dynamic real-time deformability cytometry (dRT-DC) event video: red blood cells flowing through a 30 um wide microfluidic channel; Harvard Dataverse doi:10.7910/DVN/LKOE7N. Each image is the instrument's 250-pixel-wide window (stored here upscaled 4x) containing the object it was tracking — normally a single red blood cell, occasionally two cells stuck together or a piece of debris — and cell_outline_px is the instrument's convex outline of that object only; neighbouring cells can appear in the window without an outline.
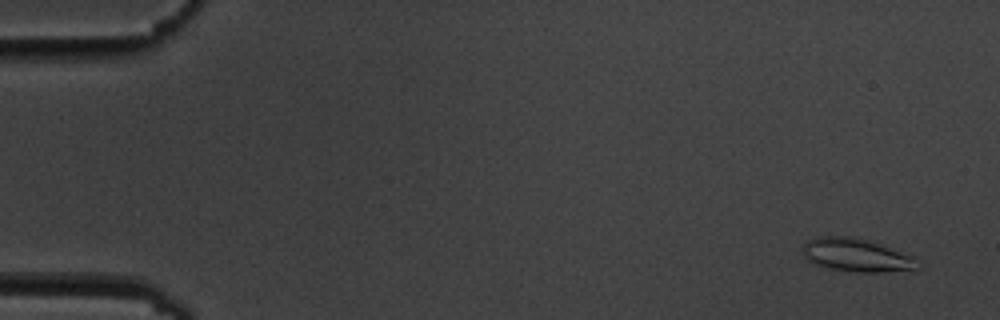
{"species": "common noctule bat (a hibernating species)", "species_latin": "Nyctalus noctula", "temperature_condition": "cold", "stored_images_in_passage": 10, "camera_frame_rate_fps": 3000, "um_per_image_px": 0.085, "animal": {"sex": "male", "body_mass_g": 19.5, "forearm_length_mm": 54.6}, "frame": {"image": 1, "passage_image": 1, "time_ms": 0.0, "image_size_px": [1000, 320], "cell_outline_px": [[920, 264], [916, 268], [884, 272], [856, 272], [828, 268], [812, 264], [804, 256], [804, 244], [808, 240], [820, 236], [852, 236], [880, 244], [916, 256], [920, 260]], "centroid_in_image_um": [72.82, 21.69], "position_along_channel_um": 12.2, "area_um2": 22.31}}
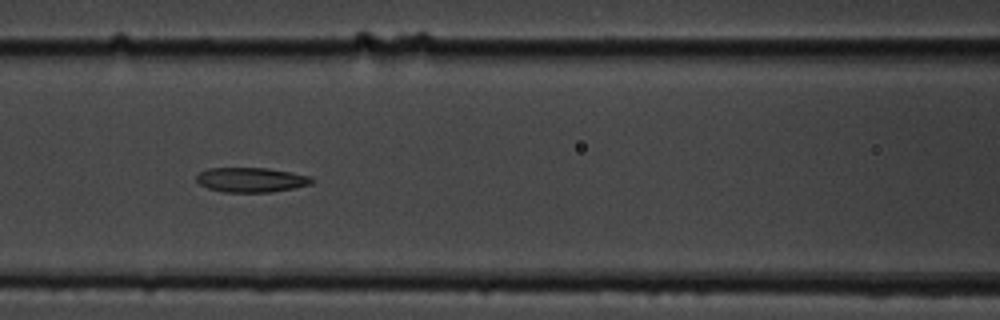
{"frame": {"image": 2, "passage_image": 7, "time_ms": 7.333, "image_size_px": [1000, 320], "cell_outline_px": [[316, 180], [312, 184], [272, 192], [224, 192], [208, 188], [200, 184], [196, 180], [196, 176], [200, 172], [208, 168], [268, 168], [292, 172], [312, 176]], "centroid_in_image_um": [21.39, 15.28], "position_along_channel_um": 145.2, "area_um2": 16.7}}
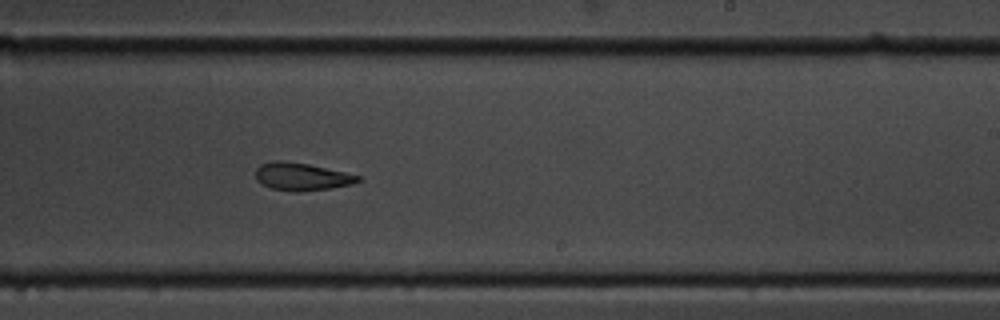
{"frame": {"image": 3, "passage_image": 10, "time_ms": 10.667, "image_size_px": [1000, 320], "cell_outline_px": [[360, 180], [352, 184], [332, 188], [300, 192], [296, 192], [272, 188], [256, 180], [256, 168], [260, 164], [272, 160], [284, 160], [308, 164], [344, 172], [360, 176]], "centroid_in_image_um": [25.62, 15.0], "position_along_channel_um": 263.4, "area_um2": 16.47}}